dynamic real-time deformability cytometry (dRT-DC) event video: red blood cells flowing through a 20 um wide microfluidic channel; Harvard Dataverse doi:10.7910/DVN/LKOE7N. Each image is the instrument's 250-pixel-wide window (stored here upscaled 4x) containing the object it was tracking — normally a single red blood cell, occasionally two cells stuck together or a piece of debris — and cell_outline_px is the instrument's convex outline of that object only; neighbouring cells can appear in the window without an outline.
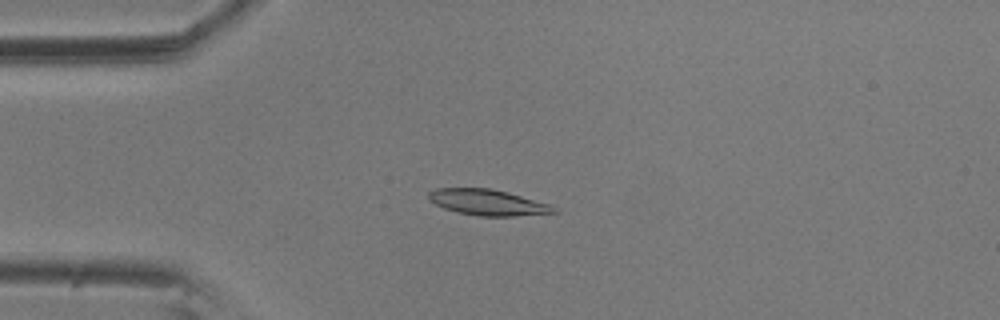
{"species": "common noctule bat (a hibernating species)", "species_latin": "Nyctalus noctula", "temperature_condition": "room temperature", "stored_images_in_passage": 9, "camera_frame_rate_fps": 3000, "um_per_image_px": 0.085, "animal": {"sex": "male", "body_mass_g": 20.5, "forearm_length_mm": 52.5}, "frame": {"image": 1, "passage_image": 4, "time_ms": 1.0, "image_size_px": [1000, 320], "cell_outline_px": [[560, 212], [516, 216], [480, 216], [456, 212], [444, 208], [428, 200], [428, 192], [436, 188], [492, 188], [508, 192], [548, 204], [556, 208]], "centroid_in_image_um": [41.44, 17.2], "position_along_channel_um": 43.6, "area_um2": 18.9}}
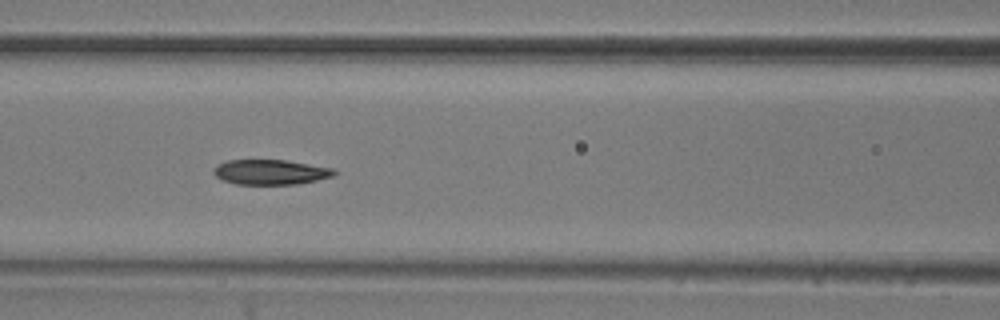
{"frame": {"image": 2, "passage_image": 7, "time_ms": 2.0, "image_size_px": [1000, 320], "cell_outline_px": [[336, 176], [296, 184], [236, 184], [220, 180], [212, 172], [212, 168], [216, 164], [228, 160], [284, 160], [332, 168], [336, 172]], "centroid_in_image_um": [22.93, 14.63], "position_along_channel_um": 143.7, "area_um2": 17.63}}
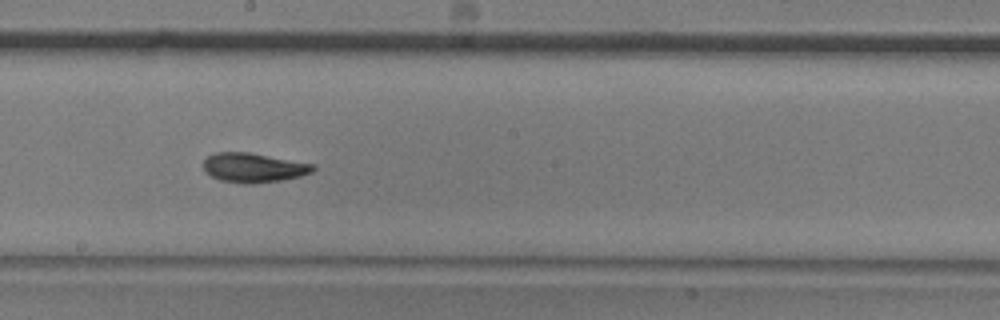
{"frame": {"image": 3, "passage_image": 9, "time_ms": 2.667, "image_size_px": [1000, 320], "cell_outline_px": [[316, 168], [312, 172], [300, 176], [280, 180], [256, 184], [244, 184], [220, 180], [204, 172], [204, 160], [208, 156], [216, 152], [248, 152], [316, 164]], "centroid_in_image_um": [21.56, 14.25], "position_along_channel_um": 226.6, "area_um2": 18.9}}